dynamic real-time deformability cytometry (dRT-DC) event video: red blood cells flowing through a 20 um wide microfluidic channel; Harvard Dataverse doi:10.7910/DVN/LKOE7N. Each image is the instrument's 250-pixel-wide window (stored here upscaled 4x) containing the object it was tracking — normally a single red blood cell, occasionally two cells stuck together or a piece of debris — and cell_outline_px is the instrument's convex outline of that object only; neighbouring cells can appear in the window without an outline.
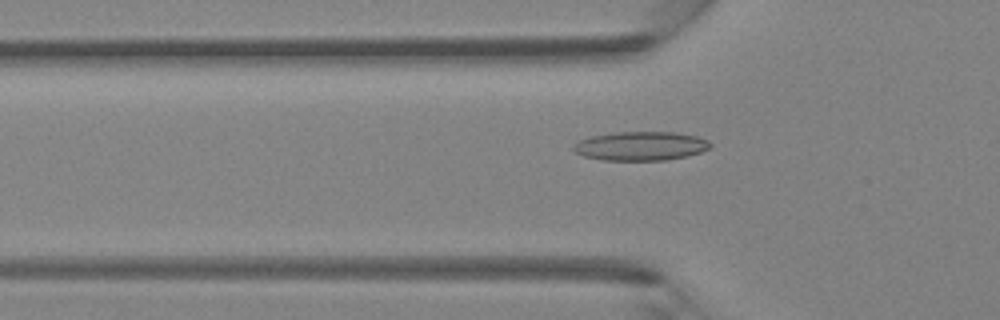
{"species": "Egyptian fruit bat (a non-hibernating species)", "species_latin": "Rousettus aegyptiacus", "temperature_condition": "room temperature", "stored_images_in_passage": 47, "camera_frame_rate_fps": 3000, "um_per_image_px": 0.085, "animal": {"sex": "female"}, "frame": {"image": 1, "passage_image": 16, "time_ms": 5.0, "image_size_px": [1000, 320], "cell_outline_px": [[712, 144], [708, 148], [700, 152], [688, 156], [664, 160], [600, 160], [584, 156], [576, 152], [572, 148], [572, 144], [580, 140], [592, 136], [616, 132], [676, 132], [696, 136], [708, 140]], "centroid_in_image_um": [54.45, 12.41], "position_along_channel_um": 71.4, "area_um2": 23.06}}
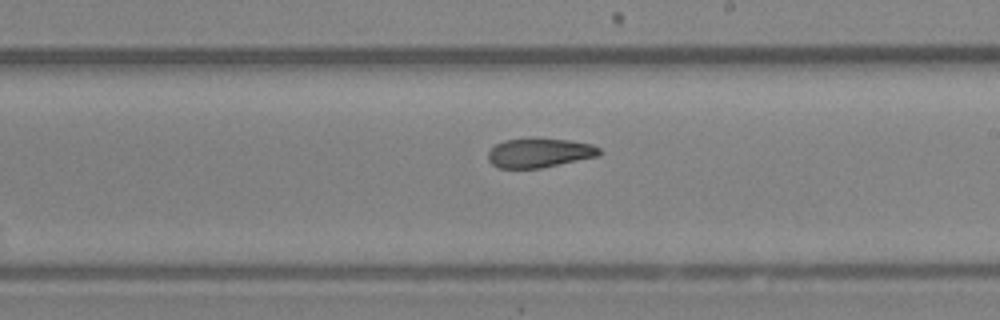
{"frame": {"image": 2, "passage_image": 28, "time_ms": 9.0, "image_size_px": [1000, 320], "cell_outline_px": [[600, 152], [596, 156], [540, 168], [496, 168], [488, 160], [488, 152], [496, 144], [504, 140], [528, 136], [532, 136], [568, 140], [592, 144], [600, 148]], "centroid_in_image_um": [45.79, 12.95], "position_along_channel_um": 243.2, "area_um2": 19.31}}
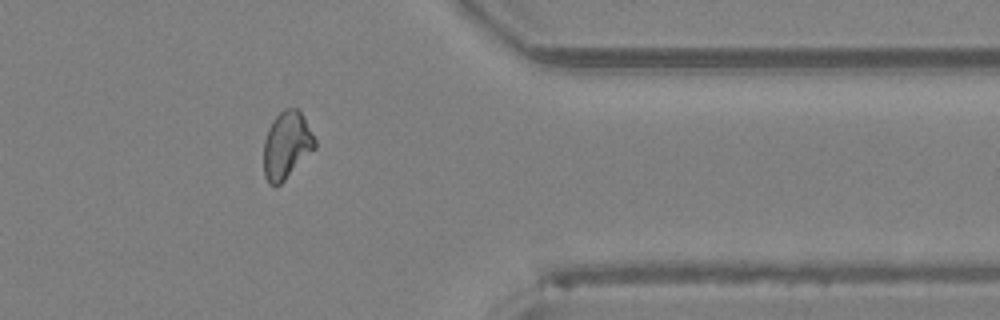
{"frame": {"image": 3, "passage_image": 39, "time_ms": 12.667, "image_size_px": [1000, 320], "cell_outline_px": [[316, 148], [276, 188], [268, 184], [264, 176], [264, 140], [268, 128], [272, 120], [284, 108], [296, 108], [300, 112], [316, 140]], "centroid_in_image_um": [24.34, 12.37], "position_along_channel_um": 387.1, "area_um2": 20.06}, "authors_computed_cell_mechanics": {"area_um2": 20.4034, "velocity_mm_per_s": 4.299, "shape_relaxation_time_tau1_ms": 4.4472, "shape_relaxation_time_tau2_ms": 3.2664, "deformation_change_tau1": 0.1471, "deformation_change_tau2": 0.0916}}